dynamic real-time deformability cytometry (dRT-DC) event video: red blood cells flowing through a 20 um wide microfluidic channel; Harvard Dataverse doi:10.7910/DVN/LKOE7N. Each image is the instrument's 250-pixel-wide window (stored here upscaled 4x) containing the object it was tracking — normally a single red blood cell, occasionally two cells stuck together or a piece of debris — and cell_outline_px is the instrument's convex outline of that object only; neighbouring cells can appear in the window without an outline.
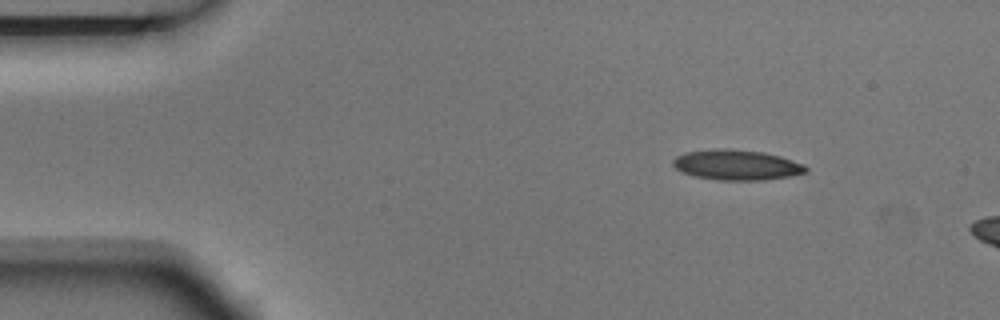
{"species": "Egyptian fruit bat (a non-hibernating species)", "species_latin": "Rousettus aegyptiacus", "temperature_condition": "room temperature", "stored_images_in_passage": 3, "camera_frame_rate_fps": 3000, "um_per_image_px": 0.085, "animal": {"sex": "male"}, "frame": {"image": 1, "passage_image": 1, "time_ms": 0.0, "image_size_px": [1000, 320], "cell_outline_px": [[808, 172], [788, 176], [764, 180], [720, 180], [696, 176], [680, 172], [672, 164], [672, 160], [676, 156], [684, 152], [716, 148], [728, 148], [764, 152], [780, 156], [804, 164], [808, 168]], "centroid_in_image_um": [62.6, 14.0], "position_along_channel_um": 22.4, "area_um2": 23.58}}